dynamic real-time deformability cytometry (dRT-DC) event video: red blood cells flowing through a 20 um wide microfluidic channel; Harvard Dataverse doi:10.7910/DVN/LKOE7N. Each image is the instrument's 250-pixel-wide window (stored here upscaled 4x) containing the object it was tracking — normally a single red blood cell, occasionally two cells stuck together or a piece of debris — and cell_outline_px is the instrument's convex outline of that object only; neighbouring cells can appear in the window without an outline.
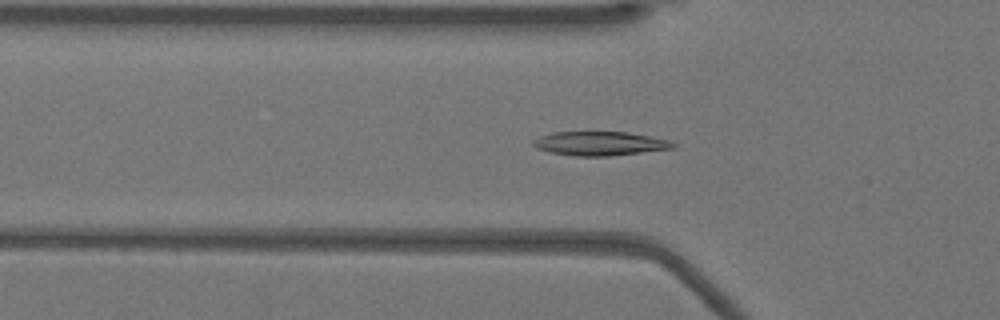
{"species": "Egyptian fruit bat (a non-hibernating species)", "species_latin": "Rousettus aegyptiacus", "temperature_condition": "warm", "stored_images_in_passage": 44, "camera_frame_rate_fps": 3000, "um_per_image_px": 0.085, "animal": {"sex": "female"}, "frame": {"image": 1, "passage_image": 13, "time_ms": 4.0, "image_size_px": [1000, 320], "cell_outline_px": [[676, 148], [608, 156], [576, 156], [548, 152], [536, 148], [532, 144], [532, 140], [540, 136], [552, 132], [628, 132], [668, 140], [676, 144]], "centroid_in_image_um": [50.95, 12.2], "position_along_channel_um": 74.8, "area_um2": 19.54}}
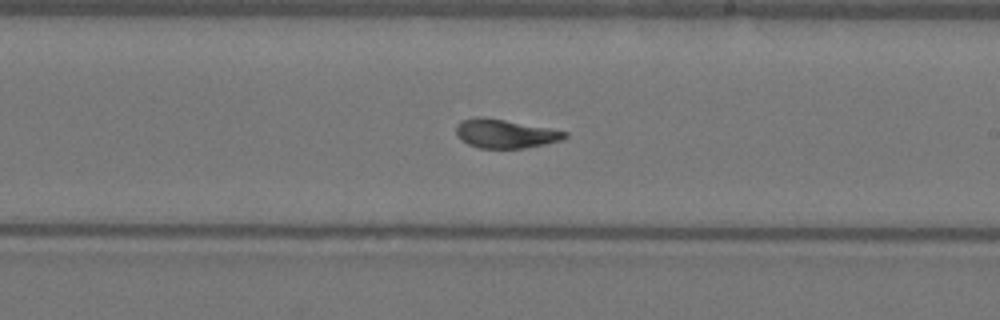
{"frame": {"image": 2, "passage_image": 26, "time_ms": 8.333, "image_size_px": [1000, 320], "cell_outline_px": [[568, 136], [564, 140], [524, 148], [480, 148], [468, 144], [460, 140], [456, 136], [456, 124], [460, 120], [476, 116], [484, 116], [548, 128], [568, 132]], "centroid_in_image_um": [42.9, 11.35], "position_along_channel_um": 246.1, "area_um2": 18.44}}
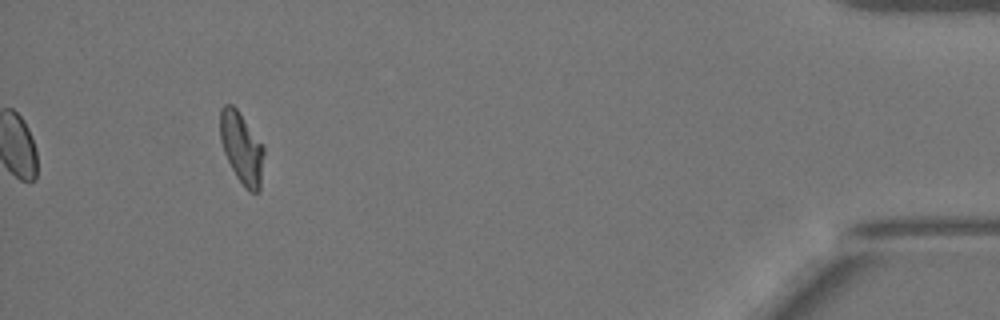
{"frame": {"image": 3, "passage_image": 44, "time_ms": 14.333, "image_size_px": [1000, 320], "cell_outline_px": [[264, 152], [260, 192], [248, 192], [244, 188], [236, 176], [224, 152], [220, 140], [220, 108], [224, 104], [232, 104], [236, 108], [264, 148]], "centroid_in_image_um": [20.53, 12.61], "position_along_channel_um": 414.7, "area_um2": 18.03}, "authors_computed_cell_mechanics": {"area_um2": 18.5827, "velocity_mm_per_s": 3.9327, "shape_relaxation_time_tau1_ms": 4.6955, "shape_relaxation_time_tau2_ms": 1.1012, "deformation_change_tau1": 0.191, "deformation_change_tau2": 0.0726}}